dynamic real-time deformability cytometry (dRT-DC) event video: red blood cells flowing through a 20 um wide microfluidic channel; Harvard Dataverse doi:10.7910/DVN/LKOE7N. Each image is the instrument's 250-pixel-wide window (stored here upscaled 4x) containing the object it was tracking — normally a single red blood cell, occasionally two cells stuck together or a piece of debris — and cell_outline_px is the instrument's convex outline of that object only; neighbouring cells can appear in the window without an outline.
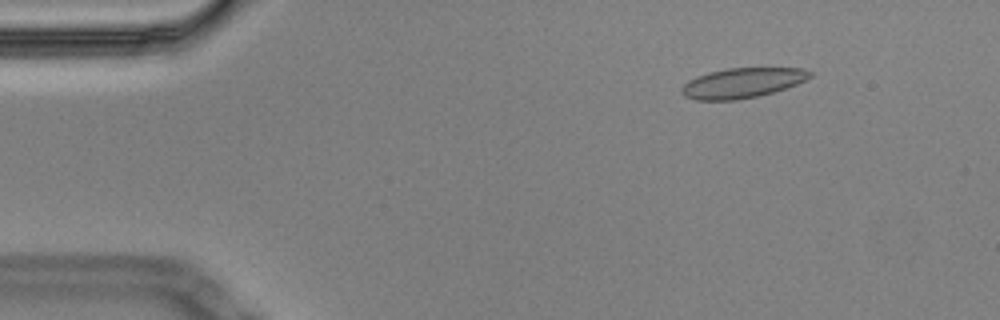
{"species": "Egyptian fruit bat (a non-hibernating species)", "species_latin": "Rousettus aegyptiacus", "temperature_condition": "cold", "stored_images_in_passage": 58, "camera_frame_rate_fps": 3000, "um_per_image_px": 0.085, "animal": {"sex": "male"}, "frame": {"image": 1, "passage_image": 7, "time_ms": 2.0, "image_size_px": [1000, 320], "cell_outline_px": [[812, 76], [796, 84], [760, 96], [736, 100], [696, 100], [684, 96], [680, 92], [680, 88], [688, 80], [708, 72], [728, 68], [800, 68], [812, 72]], "centroid_in_image_um": [63.05, 7.05], "position_along_channel_um": 22.0, "area_um2": 22.37}}
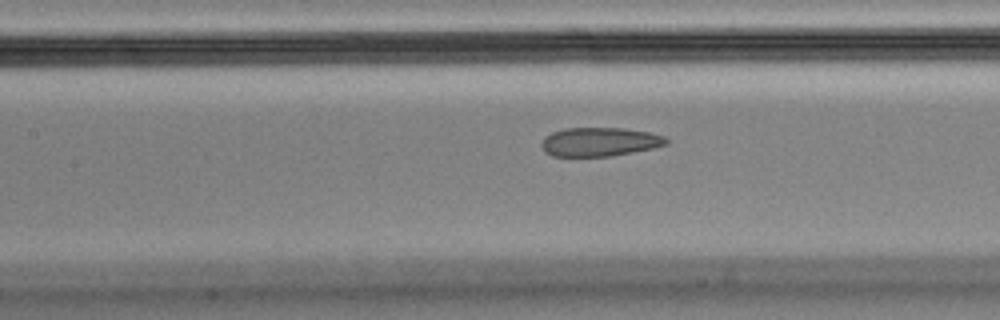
{"frame": {"image": 2, "passage_image": 25, "time_ms": 8.0, "image_size_px": [1000, 320], "cell_outline_px": [[668, 144], [652, 148], [612, 156], [552, 156], [544, 152], [540, 144], [544, 136], [552, 132], [564, 128], [624, 128], [648, 132], [664, 136], [668, 140]], "centroid_in_image_um": [50.93, 12.05], "position_along_channel_um": 156.5, "area_um2": 21.04}}
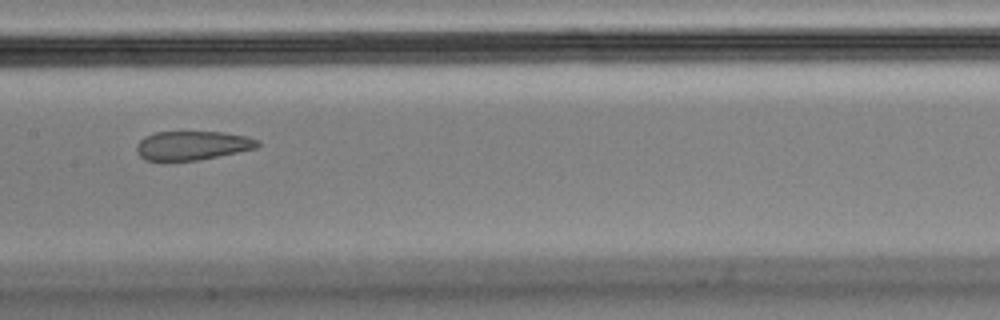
{"frame": {"image": 3, "passage_image": 28, "time_ms": 9.0, "image_size_px": [1000, 320], "cell_outline_px": [[260, 144], [256, 148], [200, 160], [144, 160], [136, 152], [136, 144], [144, 136], [156, 132], [224, 132], [248, 136], [260, 140]], "centroid_in_image_um": [16.36, 12.36], "position_along_channel_um": 191.0, "area_um2": 20.52}}